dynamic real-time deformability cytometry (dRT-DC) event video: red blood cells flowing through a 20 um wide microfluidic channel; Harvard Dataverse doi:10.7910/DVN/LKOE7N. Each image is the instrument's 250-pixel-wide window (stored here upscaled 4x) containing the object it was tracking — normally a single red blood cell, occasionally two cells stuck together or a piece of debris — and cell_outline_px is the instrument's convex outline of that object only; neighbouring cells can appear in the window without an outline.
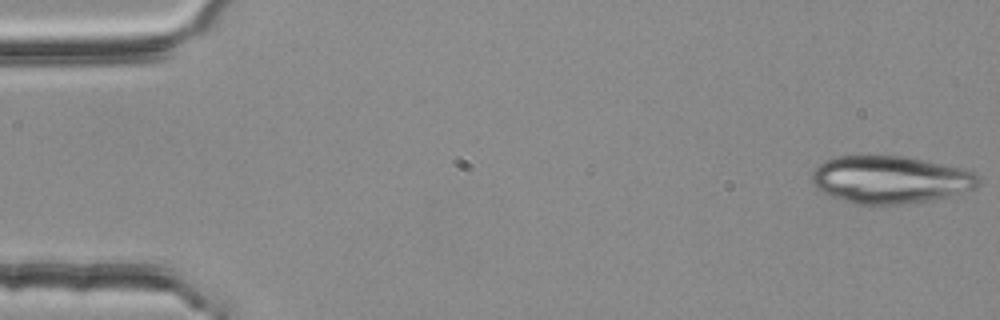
{"species": "common noctule bat (a hibernating species)", "species_latin": "Nyctalus noctula", "temperature_condition": "room temperature", "stored_images_in_passage": 53, "camera_frame_rate_fps": 3000, "um_per_image_px": 0.085, "animal": {"sex": "female", "body_mass_g": 25.1}, "frame": {"image": 1, "passage_image": 1, "time_ms": 0.0, "image_size_px": [1000, 320], "cell_outline_px": [[980, 184], [976, 188], [948, 196], [928, 200], [900, 204], [860, 204], [844, 200], [832, 196], [816, 188], [812, 184], [812, 172], [824, 160], [832, 156], [904, 156], [972, 168], [980, 176]], "centroid_in_image_um": [75.75, 15.24], "position_along_channel_um": 9.2, "area_um2": 46.53}}
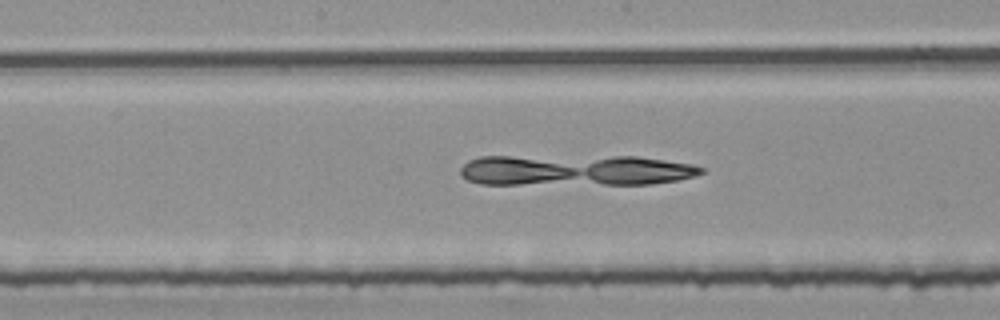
{"frame": {"image": 2, "passage_image": 27, "time_ms": 8.667, "image_size_px": [1000, 320], "cell_outline_px": [[704, 172], [696, 176], [680, 180], [648, 184], [480, 184], [468, 180], [460, 176], [460, 168], [468, 160], [480, 156], [636, 156], [664, 160], [688, 164], [704, 168]], "centroid_in_image_um": [48.87, 14.47], "position_along_channel_um": 199.3, "area_um2": 43.87}}
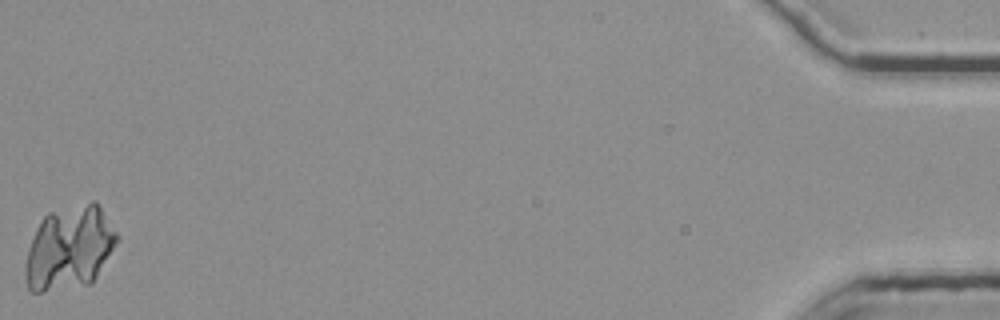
{"frame": {"image": 3, "passage_image": 53, "time_ms": 17.333, "image_size_px": [1000, 320], "cell_outline_px": [[120, 236], [92, 284], [44, 292], [32, 292], [28, 288], [24, 280], [24, 268], [28, 248], [36, 228], [44, 216], [48, 212], [92, 200], [96, 200]], "centroid_in_image_um": [5.89, 21.07], "position_along_channel_um": 429.3, "area_um2": 45.08}}